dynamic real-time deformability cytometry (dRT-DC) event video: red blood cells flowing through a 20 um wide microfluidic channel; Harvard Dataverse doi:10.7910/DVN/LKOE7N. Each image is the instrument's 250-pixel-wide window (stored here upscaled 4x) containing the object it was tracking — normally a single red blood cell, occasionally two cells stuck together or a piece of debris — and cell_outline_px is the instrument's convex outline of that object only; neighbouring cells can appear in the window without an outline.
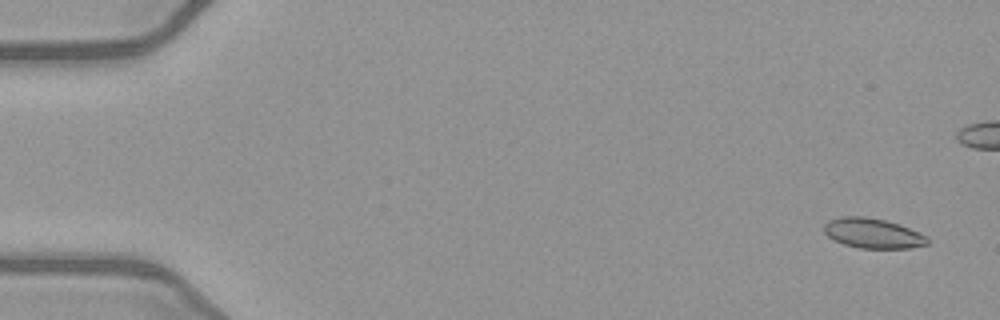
{"species": "common noctule bat (a hibernating species)", "species_latin": "Nyctalus noctula", "temperature_condition": "warm", "stored_images_in_passage": 53, "camera_frame_rate_fps": 3000, "um_per_image_px": 0.085, "animal": {"sex": "female", "body_mass_g": 21.9}, "frame": {"image": 1, "passage_image": 3, "time_ms": 0.667, "image_size_px": [1000, 320], "cell_outline_px": [[928, 244], [912, 248], [860, 248], [844, 244], [828, 236], [824, 232], [824, 224], [828, 220], [844, 216], [864, 216], [884, 220], [908, 228], [928, 236]], "centroid_in_image_um": [74.19, 19.83], "position_along_channel_um": 10.8, "area_um2": 17.86}}
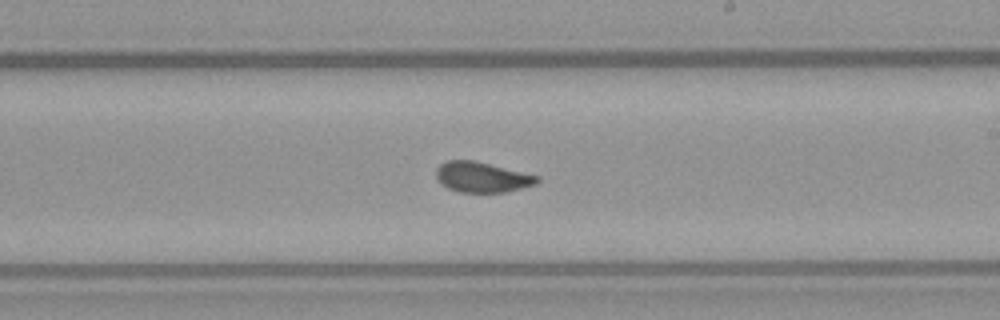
{"frame": {"image": 2, "passage_image": 31, "time_ms": 10.0, "image_size_px": [1000, 320], "cell_outline_px": [[540, 180], [536, 184], [504, 192], [460, 192], [448, 188], [436, 176], [436, 168], [440, 164], [448, 160], [476, 160], [540, 176]], "centroid_in_image_um": [41.0, 15.04], "position_along_channel_um": 248.0, "area_um2": 17.8}}
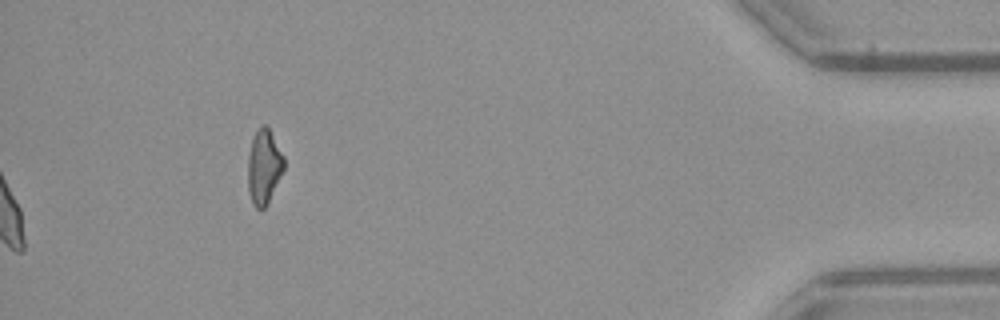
{"frame": {"image": 3, "passage_image": 53, "time_ms": 17.333, "image_size_px": [1000, 320], "cell_outline_px": [[284, 168], [268, 204], [264, 208], [256, 208], [252, 204], [248, 192], [248, 156], [252, 140], [256, 128], [260, 124], [264, 124], [268, 128], [284, 156]], "centroid_in_image_um": [22.42, 14.18], "position_along_channel_um": 412.8, "area_um2": 15.72}, "authors_computed_cell_mechanics": {"area_um2": 18.1492, "velocity_mm_per_s": 4.0437, "shape_relaxation_time_tau1_ms": 6.7482, "shape_relaxation_time_tau2_ms": null, "deformation_change_tau1": 0.1352, "deformation_change_tau2": null}}